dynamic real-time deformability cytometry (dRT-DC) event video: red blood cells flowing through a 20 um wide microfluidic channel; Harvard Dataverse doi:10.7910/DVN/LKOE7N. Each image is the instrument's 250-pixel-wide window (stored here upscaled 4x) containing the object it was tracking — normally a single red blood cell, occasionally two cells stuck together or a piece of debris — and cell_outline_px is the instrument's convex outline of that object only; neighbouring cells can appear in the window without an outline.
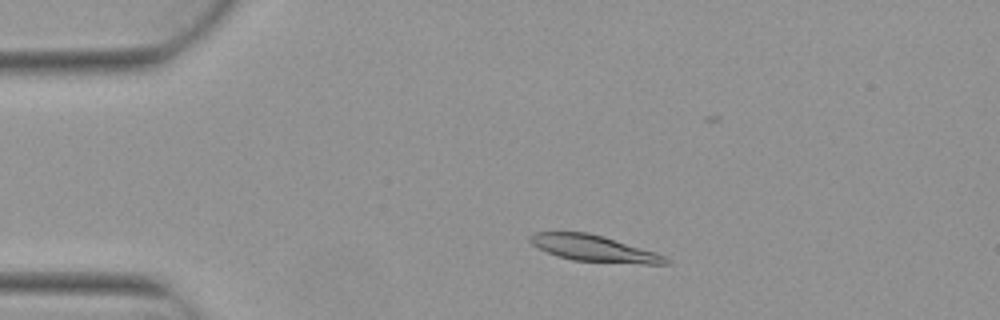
{"species": "Egyptian fruit bat (a non-hibernating species)", "species_latin": "Rousettus aegyptiacus", "temperature_condition": "warm", "stored_images_in_passage": 3, "camera_frame_rate_fps": 3000, "um_per_image_px": 0.085, "animal": {"sex": "female"}, "frame": {"image": 1, "passage_image": 3, "time_ms": 0.667, "image_size_px": [1000, 320], "cell_outline_px": [[668, 264], [644, 264], [572, 260], [556, 256], [532, 244], [528, 240], [528, 236], [532, 232], [588, 232], [604, 236], [656, 252], [664, 256], [668, 260]], "centroid_in_image_um": [50.45, 21.1], "position_along_channel_um": 34.5, "area_um2": 20.75}}